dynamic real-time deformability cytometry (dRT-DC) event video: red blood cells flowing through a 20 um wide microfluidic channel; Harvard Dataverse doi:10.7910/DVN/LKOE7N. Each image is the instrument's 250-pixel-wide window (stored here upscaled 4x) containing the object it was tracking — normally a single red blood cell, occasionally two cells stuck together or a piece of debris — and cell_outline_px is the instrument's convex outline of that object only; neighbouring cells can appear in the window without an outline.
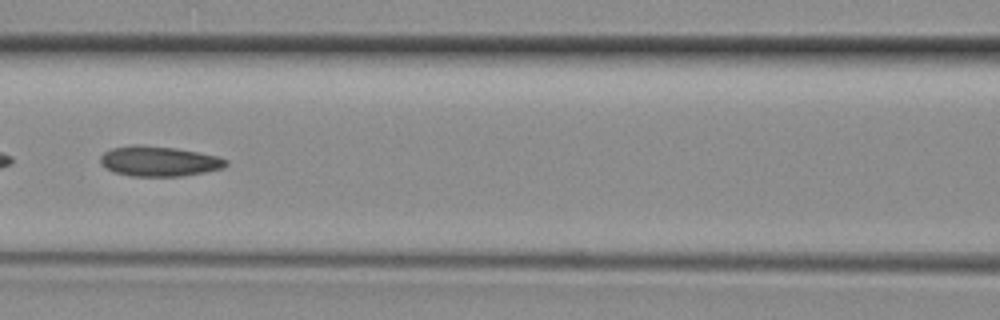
{"species": "common noctule bat (a hibernating species)", "species_latin": "Nyctalus noctula", "temperature_condition": "room temperature", "stored_images_in_passage": 39, "camera_frame_rate_fps": 3000, "um_per_image_px": 0.085, "animal": {"sex": "female", "body_mass_g": 29.2, "forearm_length_mm": 56.3}, "frame": {"image": 1, "passage_image": 17, "time_ms": 5.333, "image_size_px": [1000, 320], "cell_outline_px": [[228, 164], [224, 168], [204, 172], [180, 176], [132, 176], [112, 172], [100, 160], [100, 156], [104, 152], [112, 148], [136, 144], [140, 144], [176, 148], [220, 156], [228, 160]], "centroid_in_image_um": [13.55, 13.69], "position_along_channel_um": 153.0, "area_um2": 22.08}}
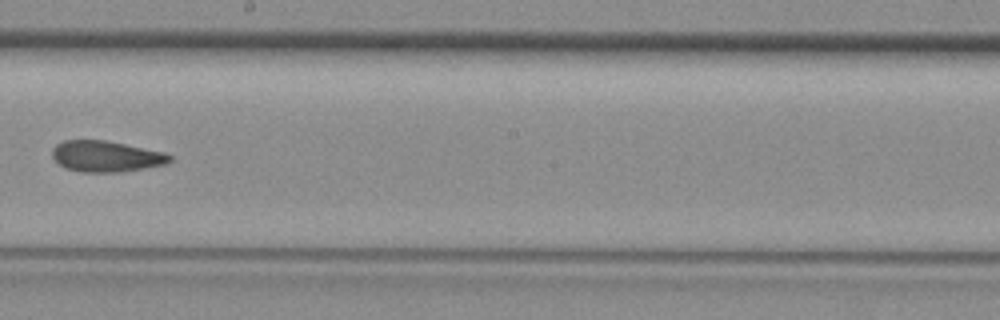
{"frame": {"image": 2, "passage_image": 22, "time_ms": 7.0, "image_size_px": [1000, 320], "cell_outline_px": [[172, 160], [164, 164], [144, 168], [120, 172], [80, 172], [64, 168], [52, 156], [52, 148], [56, 144], [64, 140], [104, 140], [164, 152], [172, 156]], "centroid_in_image_um": [8.99, 13.29], "position_along_channel_um": 239.2, "area_um2": 21.15}}
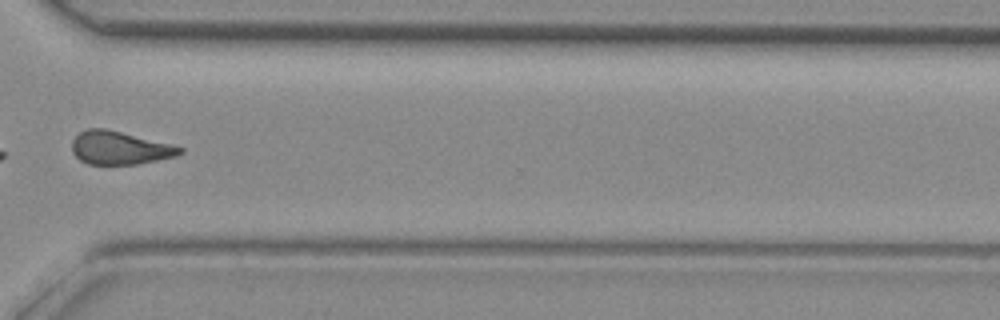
{"frame": {"image": 3, "passage_image": 29, "time_ms": 9.333, "image_size_px": [1000, 320], "cell_outline_px": [[184, 152], [176, 156], [136, 164], [88, 164], [80, 160], [72, 152], [72, 140], [80, 132], [88, 128], [104, 128], [172, 144], [184, 148]], "centroid_in_image_um": [10.17, 12.57], "position_along_channel_um": 360.4, "area_um2": 20.75}}